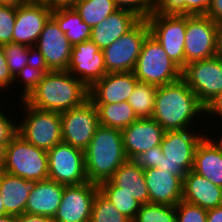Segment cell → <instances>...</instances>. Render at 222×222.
Instances as JSON below:
<instances>
[{"instance_id": "obj_1", "label": "cell", "mask_w": 222, "mask_h": 222, "mask_svg": "<svg viewBox=\"0 0 222 222\" xmlns=\"http://www.w3.org/2000/svg\"><path fill=\"white\" fill-rule=\"evenodd\" d=\"M203 116L204 106L182 78L157 88L151 118L165 131L198 128Z\"/></svg>"}, {"instance_id": "obj_2", "label": "cell", "mask_w": 222, "mask_h": 222, "mask_svg": "<svg viewBox=\"0 0 222 222\" xmlns=\"http://www.w3.org/2000/svg\"><path fill=\"white\" fill-rule=\"evenodd\" d=\"M89 99V88L67 70L48 71L24 101L40 110L63 112Z\"/></svg>"}, {"instance_id": "obj_3", "label": "cell", "mask_w": 222, "mask_h": 222, "mask_svg": "<svg viewBox=\"0 0 222 222\" xmlns=\"http://www.w3.org/2000/svg\"><path fill=\"white\" fill-rule=\"evenodd\" d=\"M84 153L88 182L96 184L109 180L128 160L121 130L103 125H99Z\"/></svg>"}, {"instance_id": "obj_4", "label": "cell", "mask_w": 222, "mask_h": 222, "mask_svg": "<svg viewBox=\"0 0 222 222\" xmlns=\"http://www.w3.org/2000/svg\"><path fill=\"white\" fill-rule=\"evenodd\" d=\"M193 129V130H192ZM200 128L165 131L160 144L162 150L161 164L156 168L178 176L182 181L192 170L195 151L207 132ZM195 131V132H194ZM206 133V134H205Z\"/></svg>"}, {"instance_id": "obj_5", "label": "cell", "mask_w": 222, "mask_h": 222, "mask_svg": "<svg viewBox=\"0 0 222 222\" xmlns=\"http://www.w3.org/2000/svg\"><path fill=\"white\" fill-rule=\"evenodd\" d=\"M133 73L138 81L157 87L182 78V69L170 59L151 34L143 42Z\"/></svg>"}, {"instance_id": "obj_6", "label": "cell", "mask_w": 222, "mask_h": 222, "mask_svg": "<svg viewBox=\"0 0 222 222\" xmlns=\"http://www.w3.org/2000/svg\"><path fill=\"white\" fill-rule=\"evenodd\" d=\"M2 171L32 182L48 179L47 150L27 142L18 133L7 145Z\"/></svg>"}, {"instance_id": "obj_7", "label": "cell", "mask_w": 222, "mask_h": 222, "mask_svg": "<svg viewBox=\"0 0 222 222\" xmlns=\"http://www.w3.org/2000/svg\"><path fill=\"white\" fill-rule=\"evenodd\" d=\"M23 116L18 123V133L36 147L49 150L63 142L60 112L44 111L19 100ZM25 113V114H24Z\"/></svg>"}, {"instance_id": "obj_8", "label": "cell", "mask_w": 222, "mask_h": 222, "mask_svg": "<svg viewBox=\"0 0 222 222\" xmlns=\"http://www.w3.org/2000/svg\"><path fill=\"white\" fill-rule=\"evenodd\" d=\"M150 34L148 21L142 19L133 29L104 48L107 73L133 72L143 42Z\"/></svg>"}, {"instance_id": "obj_9", "label": "cell", "mask_w": 222, "mask_h": 222, "mask_svg": "<svg viewBox=\"0 0 222 222\" xmlns=\"http://www.w3.org/2000/svg\"><path fill=\"white\" fill-rule=\"evenodd\" d=\"M146 20L150 34L162 45L170 59L183 69L187 15L152 13Z\"/></svg>"}, {"instance_id": "obj_10", "label": "cell", "mask_w": 222, "mask_h": 222, "mask_svg": "<svg viewBox=\"0 0 222 222\" xmlns=\"http://www.w3.org/2000/svg\"><path fill=\"white\" fill-rule=\"evenodd\" d=\"M48 179L69 186L88 182L83 150L61 142L47 150Z\"/></svg>"}, {"instance_id": "obj_11", "label": "cell", "mask_w": 222, "mask_h": 222, "mask_svg": "<svg viewBox=\"0 0 222 222\" xmlns=\"http://www.w3.org/2000/svg\"><path fill=\"white\" fill-rule=\"evenodd\" d=\"M60 115L63 142L85 151L100 125L95 105L88 99Z\"/></svg>"}, {"instance_id": "obj_12", "label": "cell", "mask_w": 222, "mask_h": 222, "mask_svg": "<svg viewBox=\"0 0 222 222\" xmlns=\"http://www.w3.org/2000/svg\"><path fill=\"white\" fill-rule=\"evenodd\" d=\"M73 45L68 41L57 22L50 17L34 47L35 59L49 71L67 70Z\"/></svg>"}, {"instance_id": "obj_13", "label": "cell", "mask_w": 222, "mask_h": 222, "mask_svg": "<svg viewBox=\"0 0 222 222\" xmlns=\"http://www.w3.org/2000/svg\"><path fill=\"white\" fill-rule=\"evenodd\" d=\"M182 79L205 106L222 91V60L215 56L188 63L182 69Z\"/></svg>"}, {"instance_id": "obj_14", "label": "cell", "mask_w": 222, "mask_h": 222, "mask_svg": "<svg viewBox=\"0 0 222 222\" xmlns=\"http://www.w3.org/2000/svg\"><path fill=\"white\" fill-rule=\"evenodd\" d=\"M217 28L218 25L206 15H187L185 66L215 57Z\"/></svg>"}, {"instance_id": "obj_15", "label": "cell", "mask_w": 222, "mask_h": 222, "mask_svg": "<svg viewBox=\"0 0 222 222\" xmlns=\"http://www.w3.org/2000/svg\"><path fill=\"white\" fill-rule=\"evenodd\" d=\"M98 184L64 185L61 203L53 217L54 222H90L93 200Z\"/></svg>"}, {"instance_id": "obj_16", "label": "cell", "mask_w": 222, "mask_h": 222, "mask_svg": "<svg viewBox=\"0 0 222 222\" xmlns=\"http://www.w3.org/2000/svg\"><path fill=\"white\" fill-rule=\"evenodd\" d=\"M51 13L52 9L38 0H28L16 7L13 43L34 48Z\"/></svg>"}, {"instance_id": "obj_17", "label": "cell", "mask_w": 222, "mask_h": 222, "mask_svg": "<svg viewBox=\"0 0 222 222\" xmlns=\"http://www.w3.org/2000/svg\"><path fill=\"white\" fill-rule=\"evenodd\" d=\"M67 71L89 88L107 74L103 51L91 40L75 44Z\"/></svg>"}, {"instance_id": "obj_18", "label": "cell", "mask_w": 222, "mask_h": 222, "mask_svg": "<svg viewBox=\"0 0 222 222\" xmlns=\"http://www.w3.org/2000/svg\"><path fill=\"white\" fill-rule=\"evenodd\" d=\"M121 133L126 157L133 160L140 153L159 146L165 130L153 118H138Z\"/></svg>"}, {"instance_id": "obj_19", "label": "cell", "mask_w": 222, "mask_h": 222, "mask_svg": "<svg viewBox=\"0 0 222 222\" xmlns=\"http://www.w3.org/2000/svg\"><path fill=\"white\" fill-rule=\"evenodd\" d=\"M138 82L133 72L107 73L89 87V100L93 104L128 101Z\"/></svg>"}, {"instance_id": "obj_20", "label": "cell", "mask_w": 222, "mask_h": 222, "mask_svg": "<svg viewBox=\"0 0 222 222\" xmlns=\"http://www.w3.org/2000/svg\"><path fill=\"white\" fill-rule=\"evenodd\" d=\"M209 133L196 148L192 170L222 187V139L218 135L212 137L215 134Z\"/></svg>"}, {"instance_id": "obj_21", "label": "cell", "mask_w": 222, "mask_h": 222, "mask_svg": "<svg viewBox=\"0 0 222 222\" xmlns=\"http://www.w3.org/2000/svg\"><path fill=\"white\" fill-rule=\"evenodd\" d=\"M150 203L176 206L182 200L183 181L176 175L158 168L144 169Z\"/></svg>"}, {"instance_id": "obj_22", "label": "cell", "mask_w": 222, "mask_h": 222, "mask_svg": "<svg viewBox=\"0 0 222 222\" xmlns=\"http://www.w3.org/2000/svg\"><path fill=\"white\" fill-rule=\"evenodd\" d=\"M142 19L131 11L118 9L92 27L90 40L101 50L133 29Z\"/></svg>"}, {"instance_id": "obj_23", "label": "cell", "mask_w": 222, "mask_h": 222, "mask_svg": "<svg viewBox=\"0 0 222 222\" xmlns=\"http://www.w3.org/2000/svg\"><path fill=\"white\" fill-rule=\"evenodd\" d=\"M64 185L51 179L33 182L25 213L53 218L61 203Z\"/></svg>"}, {"instance_id": "obj_24", "label": "cell", "mask_w": 222, "mask_h": 222, "mask_svg": "<svg viewBox=\"0 0 222 222\" xmlns=\"http://www.w3.org/2000/svg\"><path fill=\"white\" fill-rule=\"evenodd\" d=\"M182 200L205 210L222 205V187L190 170L183 179Z\"/></svg>"}, {"instance_id": "obj_25", "label": "cell", "mask_w": 222, "mask_h": 222, "mask_svg": "<svg viewBox=\"0 0 222 222\" xmlns=\"http://www.w3.org/2000/svg\"><path fill=\"white\" fill-rule=\"evenodd\" d=\"M109 180L118 187V192L127 193L141 204L150 203L144 169L134 160L123 163Z\"/></svg>"}, {"instance_id": "obj_26", "label": "cell", "mask_w": 222, "mask_h": 222, "mask_svg": "<svg viewBox=\"0 0 222 222\" xmlns=\"http://www.w3.org/2000/svg\"><path fill=\"white\" fill-rule=\"evenodd\" d=\"M33 182L0 171V190L6 214L21 215L25 207Z\"/></svg>"}, {"instance_id": "obj_27", "label": "cell", "mask_w": 222, "mask_h": 222, "mask_svg": "<svg viewBox=\"0 0 222 222\" xmlns=\"http://www.w3.org/2000/svg\"><path fill=\"white\" fill-rule=\"evenodd\" d=\"M51 17L73 46L90 40L92 28L81 19L73 7L53 9Z\"/></svg>"}, {"instance_id": "obj_28", "label": "cell", "mask_w": 222, "mask_h": 222, "mask_svg": "<svg viewBox=\"0 0 222 222\" xmlns=\"http://www.w3.org/2000/svg\"><path fill=\"white\" fill-rule=\"evenodd\" d=\"M98 111L99 124L123 130L138 119L127 101L112 104H94Z\"/></svg>"}, {"instance_id": "obj_29", "label": "cell", "mask_w": 222, "mask_h": 222, "mask_svg": "<svg viewBox=\"0 0 222 222\" xmlns=\"http://www.w3.org/2000/svg\"><path fill=\"white\" fill-rule=\"evenodd\" d=\"M73 8L91 28L118 10L114 0H77Z\"/></svg>"}, {"instance_id": "obj_30", "label": "cell", "mask_w": 222, "mask_h": 222, "mask_svg": "<svg viewBox=\"0 0 222 222\" xmlns=\"http://www.w3.org/2000/svg\"><path fill=\"white\" fill-rule=\"evenodd\" d=\"M99 192L103 194L124 216L131 222L134 221L137 212L140 210L141 203L128 195L127 193L118 192L110 180L98 184Z\"/></svg>"}, {"instance_id": "obj_31", "label": "cell", "mask_w": 222, "mask_h": 222, "mask_svg": "<svg viewBox=\"0 0 222 222\" xmlns=\"http://www.w3.org/2000/svg\"><path fill=\"white\" fill-rule=\"evenodd\" d=\"M157 88L155 85L140 81L136 84L127 102L138 118L152 117Z\"/></svg>"}, {"instance_id": "obj_32", "label": "cell", "mask_w": 222, "mask_h": 222, "mask_svg": "<svg viewBox=\"0 0 222 222\" xmlns=\"http://www.w3.org/2000/svg\"><path fill=\"white\" fill-rule=\"evenodd\" d=\"M49 70L38 60L32 61L30 64L25 66L15 77L13 81V86L19 83L21 92L19 100H24L39 84V82L44 78Z\"/></svg>"}, {"instance_id": "obj_33", "label": "cell", "mask_w": 222, "mask_h": 222, "mask_svg": "<svg viewBox=\"0 0 222 222\" xmlns=\"http://www.w3.org/2000/svg\"><path fill=\"white\" fill-rule=\"evenodd\" d=\"M6 62L13 77L35 60L34 48L24 44H4Z\"/></svg>"}, {"instance_id": "obj_34", "label": "cell", "mask_w": 222, "mask_h": 222, "mask_svg": "<svg viewBox=\"0 0 222 222\" xmlns=\"http://www.w3.org/2000/svg\"><path fill=\"white\" fill-rule=\"evenodd\" d=\"M90 222H131L99 191L94 197Z\"/></svg>"}, {"instance_id": "obj_35", "label": "cell", "mask_w": 222, "mask_h": 222, "mask_svg": "<svg viewBox=\"0 0 222 222\" xmlns=\"http://www.w3.org/2000/svg\"><path fill=\"white\" fill-rule=\"evenodd\" d=\"M133 222H176L175 206L164 204H141Z\"/></svg>"}, {"instance_id": "obj_36", "label": "cell", "mask_w": 222, "mask_h": 222, "mask_svg": "<svg viewBox=\"0 0 222 222\" xmlns=\"http://www.w3.org/2000/svg\"><path fill=\"white\" fill-rule=\"evenodd\" d=\"M16 7L0 5V46L13 43Z\"/></svg>"}, {"instance_id": "obj_37", "label": "cell", "mask_w": 222, "mask_h": 222, "mask_svg": "<svg viewBox=\"0 0 222 222\" xmlns=\"http://www.w3.org/2000/svg\"><path fill=\"white\" fill-rule=\"evenodd\" d=\"M176 222H207V210L181 200L176 206Z\"/></svg>"}, {"instance_id": "obj_38", "label": "cell", "mask_w": 222, "mask_h": 222, "mask_svg": "<svg viewBox=\"0 0 222 222\" xmlns=\"http://www.w3.org/2000/svg\"><path fill=\"white\" fill-rule=\"evenodd\" d=\"M118 9L128 10L141 19H147L153 13L154 0H114Z\"/></svg>"}, {"instance_id": "obj_39", "label": "cell", "mask_w": 222, "mask_h": 222, "mask_svg": "<svg viewBox=\"0 0 222 222\" xmlns=\"http://www.w3.org/2000/svg\"><path fill=\"white\" fill-rule=\"evenodd\" d=\"M1 103L2 102L0 100V143H10L18 134V124L16 123V120H18V118L13 119L12 117H10L12 116L10 114V109L9 113H6L4 108H2L1 106Z\"/></svg>"}, {"instance_id": "obj_40", "label": "cell", "mask_w": 222, "mask_h": 222, "mask_svg": "<svg viewBox=\"0 0 222 222\" xmlns=\"http://www.w3.org/2000/svg\"><path fill=\"white\" fill-rule=\"evenodd\" d=\"M133 160L143 169L156 168L162 160L161 146L152 147L150 150L140 153Z\"/></svg>"}, {"instance_id": "obj_41", "label": "cell", "mask_w": 222, "mask_h": 222, "mask_svg": "<svg viewBox=\"0 0 222 222\" xmlns=\"http://www.w3.org/2000/svg\"><path fill=\"white\" fill-rule=\"evenodd\" d=\"M153 13L185 15L184 0H154Z\"/></svg>"}, {"instance_id": "obj_42", "label": "cell", "mask_w": 222, "mask_h": 222, "mask_svg": "<svg viewBox=\"0 0 222 222\" xmlns=\"http://www.w3.org/2000/svg\"><path fill=\"white\" fill-rule=\"evenodd\" d=\"M14 77L12 76L6 62L3 47L0 46V93L10 90L13 87Z\"/></svg>"}, {"instance_id": "obj_43", "label": "cell", "mask_w": 222, "mask_h": 222, "mask_svg": "<svg viewBox=\"0 0 222 222\" xmlns=\"http://www.w3.org/2000/svg\"><path fill=\"white\" fill-rule=\"evenodd\" d=\"M204 115H205V119H207L206 122L210 121L209 125L214 124V123H211V120H208L207 116H209V118L212 120L213 118L211 117L213 116L214 121L217 120L219 121V123L222 121L218 119V117L222 119V91L219 92L213 99H211L204 106Z\"/></svg>"}, {"instance_id": "obj_44", "label": "cell", "mask_w": 222, "mask_h": 222, "mask_svg": "<svg viewBox=\"0 0 222 222\" xmlns=\"http://www.w3.org/2000/svg\"><path fill=\"white\" fill-rule=\"evenodd\" d=\"M212 0H184L185 15H206Z\"/></svg>"}, {"instance_id": "obj_45", "label": "cell", "mask_w": 222, "mask_h": 222, "mask_svg": "<svg viewBox=\"0 0 222 222\" xmlns=\"http://www.w3.org/2000/svg\"><path fill=\"white\" fill-rule=\"evenodd\" d=\"M214 23L222 24V0H212L211 5L206 13Z\"/></svg>"}, {"instance_id": "obj_46", "label": "cell", "mask_w": 222, "mask_h": 222, "mask_svg": "<svg viewBox=\"0 0 222 222\" xmlns=\"http://www.w3.org/2000/svg\"><path fill=\"white\" fill-rule=\"evenodd\" d=\"M17 222H54V220L47 216L23 213L17 216Z\"/></svg>"}, {"instance_id": "obj_47", "label": "cell", "mask_w": 222, "mask_h": 222, "mask_svg": "<svg viewBox=\"0 0 222 222\" xmlns=\"http://www.w3.org/2000/svg\"><path fill=\"white\" fill-rule=\"evenodd\" d=\"M50 9L73 7L76 0H41Z\"/></svg>"}, {"instance_id": "obj_48", "label": "cell", "mask_w": 222, "mask_h": 222, "mask_svg": "<svg viewBox=\"0 0 222 222\" xmlns=\"http://www.w3.org/2000/svg\"><path fill=\"white\" fill-rule=\"evenodd\" d=\"M207 222H222V205L207 210Z\"/></svg>"}, {"instance_id": "obj_49", "label": "cell", "mask_w": 222, "mask_h": 222, "mask_svg": "<svg viewBox=\"0 0 222 222\" xmlns=\"http://www.w3.org/2000/svg\"><path fill=\"white\" fill-rule=\"evenodd\" d=\"M215 56L222 60V24L218 25L217 28Z\"/></svg>"}, {"instance_id": "obj_50", "label": "cell", "mask_w": 222, "mask_h": 222, "mask_svg": "<svg viewBox=\"0 0 222 222\" xmlns=\"http://www.w3.org/2000/svg\"><path fill=\"white\" fill-rule=\"evenodd\" d=\"M9 143H0V171L3 170V166L6 158L7 145Z\"/></svg>"}, {"instance_id": "obj_51", "label": "cell", "mask_w": 222, "mask_h": 222, "mask_svg": "<svg viewBox=\"0 0 222 222\" xmlns=\"http://www.w3.org/2000/svg\"><path fill=\"white\" fill-rule=\"evenodd\" d=\"M28 0H0V5H8L18 7Z\"/></svg>"}, {"instance_id": "obj_52", "label": "cell", "mask_w": 222, "mask_h": 222, "mask_svg": "<svg viewBox=\"0 0 222 222\" xmlns=\"http://www.w3.org/2000/svg\"><path fill=\"white\" fill-rule=\"evenodd\" d=\"M0 222H17V216L10 214L0 216Z\"/></svg>"}, {"instance_id": "obj_53", "label": "cell", "mask_w": 222, "mask_h": 222, "mask_svg": "<svg viewBox=\"0 0 222 222\" xmlns=\"http://www.w3.org/2000/svg\"><path fill=\"white\" fill-rule=\"evenodd\" d=\"M6 215L5 206L3 204L1 190H0V216Z\"/></svg>"}, {"instance_id": "obj_54", "label": "cell", "mask_w": 222, "mask_h": 222, "mask_svg": "<svg viewBox=\"0 0 222 222\" xmlns=\"http://www.w3.org/2000/svg\"><path fill=\"white\" fill-rule=\"evenodd\" d=\"M221 130V132L219 133V131L216 133V132H214L215 133V136L217 135V134H219L218 136L222 139V129H220ZM220 134H221V136H220Z\"/></svg>"}]
</instances>
